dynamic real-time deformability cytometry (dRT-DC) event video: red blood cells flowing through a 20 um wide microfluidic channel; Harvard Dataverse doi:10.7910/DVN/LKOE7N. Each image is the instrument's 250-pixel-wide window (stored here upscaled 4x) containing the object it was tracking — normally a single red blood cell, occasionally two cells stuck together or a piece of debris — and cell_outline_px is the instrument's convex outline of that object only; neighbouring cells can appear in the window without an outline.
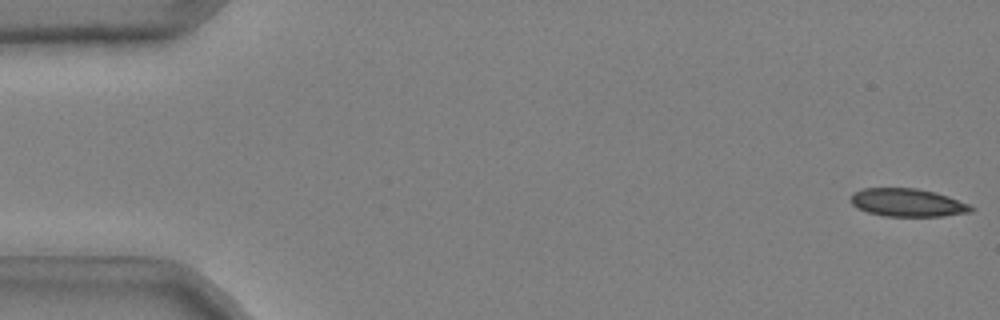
{"species": "common noctule bat (a hibernating species)", "species_latin": "Nyctalus noctula", "temperature_condition": "cold", "stored_images_in_passage": 51, "camera_frame_rate_fps": 3000, "um_per_image_px": 0.085, "animal": {"sex": "male", "body_mass_g": 20.4}, "frame": {"image": 1, "passage_image": 1, "time_ms": 0.0, "image_size_px": [1000, 320], "cell_outline_px": [[976, 208], [972, 212], [944, 216], [884, 216], [868, 212], [856, 208], [852, 204], [852, 192], [864, 188], [916, 188], [936, 192], [948, 196], [968, 204]], "centroid_in_image_um": [77.16, 17.22], "position_along_channel_um": 7.8, "area_um2": 19.71}}
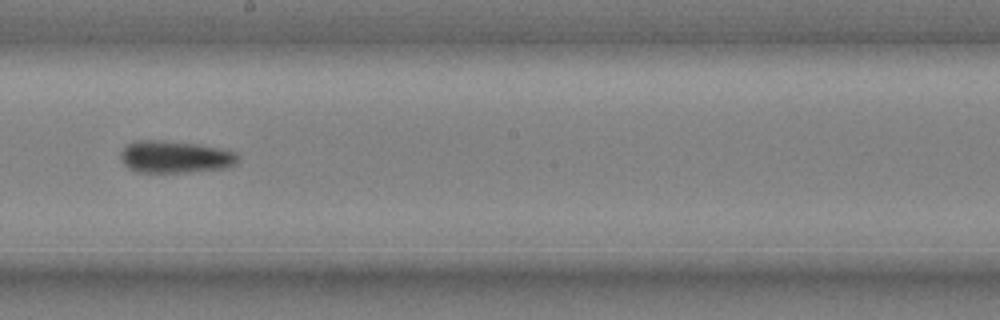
{"frame": {"image": 2, "passage_image": 30, "time_ms": 9.667, "image_size_px": [1000, 320], "cell_outline_px": [[240, 156], [236, 164], [228, 168], [188, 172], [136, 172], [128, 168], [120, 160], [120, 152], [128, 144], [136, 140], [164, 140], [200, 144], [220, 148], [236, 152]], "centroid_in_image_um": [14.9, 13.33], "position_along_channel_um": 233.3, "area_um2": 22.37}}
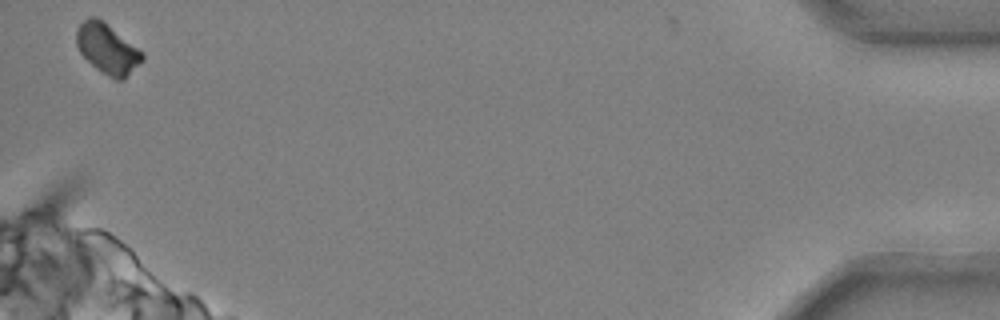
{"frame": {"image": 3, "passage_image": 51, "time_ms": 16.667, "image_size_px": [1000, 320], "cell_outline_px": [[144, 60], [124, 80], [116, 80], [108, 76], [96, 68], [80, 52], [76, 44], [76, 32], [80, 24], [88, 16], [96, 16], [144, 52]], "centroid_in_image_um": [9.15, 4.15], "position_along_channel_um": 426.1, "area_um2": 19.13}, "authors_computed_cell_mechanics": {"area_um2": 20.9814, "velocity_mm_per_s": 3.7147, "shape_relaxation_time_tau1_ms": 7.2419, "shape_relaxation_time_tau2_ms": null, "deformation_change_tau1": 0.1123, "deformation_change_tau2": null}}